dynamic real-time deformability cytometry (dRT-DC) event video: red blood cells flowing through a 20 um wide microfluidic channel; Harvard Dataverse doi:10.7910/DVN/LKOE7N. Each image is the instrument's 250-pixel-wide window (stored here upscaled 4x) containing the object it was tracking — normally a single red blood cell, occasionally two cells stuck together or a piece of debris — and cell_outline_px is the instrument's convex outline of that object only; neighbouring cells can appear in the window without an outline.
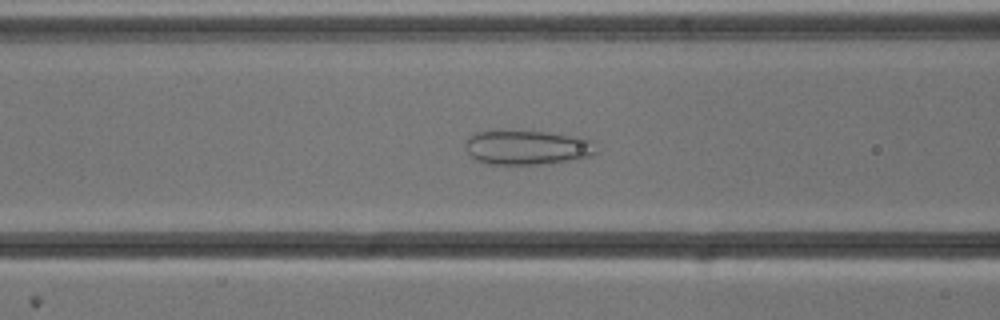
{"species": "common noctule bat (a hibernating species)", "species_latin": "Nyctalus noctula", "temperature_condition": "cold", "stored_images_in_passage": 53, "camera_frame_rate_fps": 3000, "um_per_image_px": 0.085, "animal": {"sex": "male", "body_mass_g": 13.3}, "frame": {"image": 1, "passage_image": 21, "time_ms": 6.667, "image_size_px": [1000, 320], "cell_outline_px": [[596, 152], [592, 156], [548, 164], [488, 164], [476, 160], [468, 152], [468, 140], [476, 132], [548, 132], [580, 136], [592, 140]], "centroid_in_image_um": [44.91, 12.55], "position_along_channel_um": 121.7, "area_um2": 25.78}}
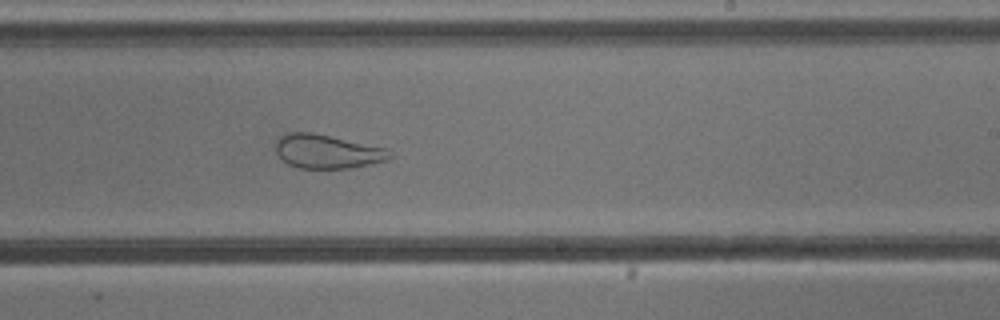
{"frame": {"image": 2, "passage_image": 32, "time_ms": 10.333, "image_size_px": [1000, 320], "cell_outline_px": [[396, 156], [388, 160], [352, 168], [300, 168], [288, 164], [276, 152], [276, 140], [280, 136], [288, 132], [312, 132], [388, 148]], "centroid_in_image_um": [27.87, 12.87], "position_along_channel_um": 261.1, "area_um2": 22.72}}
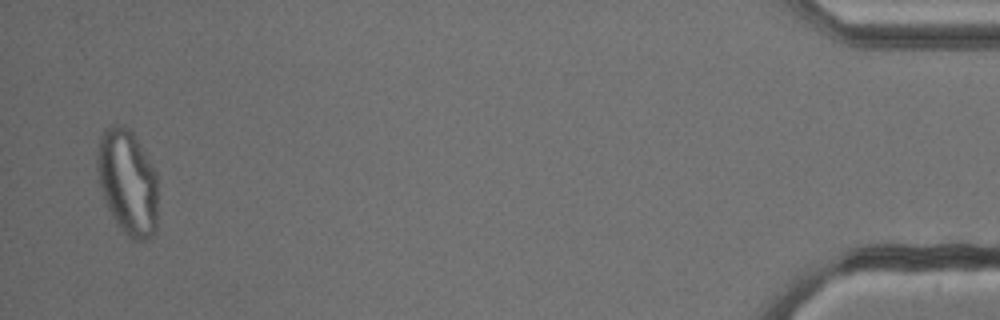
{"frame": {"image": 3, "passage_image": 52, "time_ms": 17.0, "image_size_px": [1000, 320], "cell_outline_px": [[156, 232], [152, 236], [144, 240], [132, 240], [116, 224], [104, 200], [96, 180], [96, 156], [100, 136], [104, 128], [112, 124], [116, 124], [132, 128], [156, 176]], "centroid_in_image_um": [10.79, 15.46], "position_along_channel_um": 424.4, "area_um2": 37.69}}